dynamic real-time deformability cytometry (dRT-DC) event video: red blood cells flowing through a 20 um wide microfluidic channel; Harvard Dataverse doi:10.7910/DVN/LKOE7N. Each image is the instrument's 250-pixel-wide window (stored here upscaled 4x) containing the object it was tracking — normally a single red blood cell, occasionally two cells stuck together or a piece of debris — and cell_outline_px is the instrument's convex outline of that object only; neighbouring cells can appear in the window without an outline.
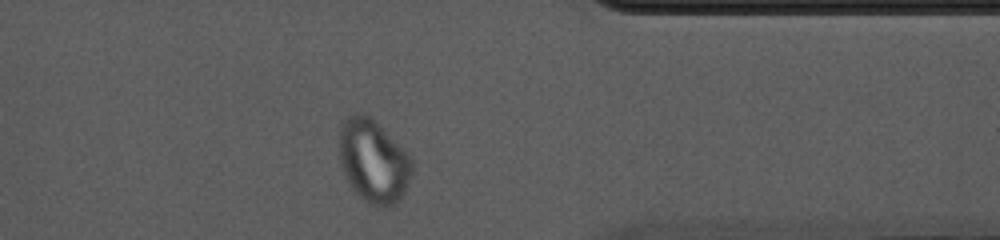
{"species": "common noctule bat (a hibernating species)", "species_latin": "Nyctalus noctula", "temperature_condition": "cold", "stored_images_in_passage": 45, "camera_frame_rate_fps": 3000, "um_per_image_px": 0.085, "animal": {"sex": "female", "body_mass_g": 10.0, "forearm_length_mm": 53.1}, "frame": {"image": 1, "passage_image": 39, "time_ms": 12.667, "image_size_px": [1000, 240], "cell_outline_px": [[412, 172], [404, 192], [388, 208], [384, 208], [372, 204], [364, 200], [356, 192], [348, 180], [344, 172], [340, 160], [340, 124], [352, 112], [368, 116], [376, 120], [412, 156]], "centroid_in_image_um": [31.76, 13.65], "position_along_channel_um": 379.6, "area_um2": 35.03}}